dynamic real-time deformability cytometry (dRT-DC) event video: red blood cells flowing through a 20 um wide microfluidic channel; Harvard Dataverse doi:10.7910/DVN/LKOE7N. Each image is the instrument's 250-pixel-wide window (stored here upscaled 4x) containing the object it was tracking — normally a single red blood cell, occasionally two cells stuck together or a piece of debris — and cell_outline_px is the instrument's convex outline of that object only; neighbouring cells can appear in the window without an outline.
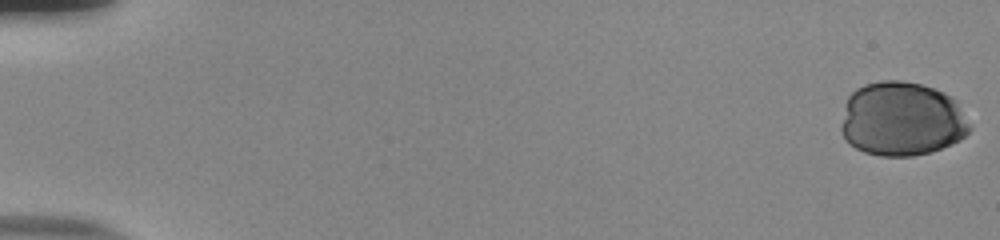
{"species": "human", "species_latin": "Homo sapiens", "temperature_condition": "room temperature", "stored_images_in_passage": 47, "camera_frame_rate_fps": 3000, "um_per_image_px": 0.085, "donor": {"sex": "male"}, "frame": {"image": 1, "passage_image": 1, "time_ms": 0.0, "image_size_px": [1000, 240], "cell_outline_px": [[972, 128], [960, 140], [940, 148], [928, 152], [912, 156], [880, 156], [864, 152], [848, 144], [844, 140], [840, 128], [840, 124], [848, 96], [856, 88], [864, 84], [880, 80], [900, 80], [920, 84], [944, 92], [952, 96], [956, 100], [972, 124]], "centroid_in_image_um": [76.65, 10.11], "position_along_channel_um": 8.4, "area_um2": 56.18}}
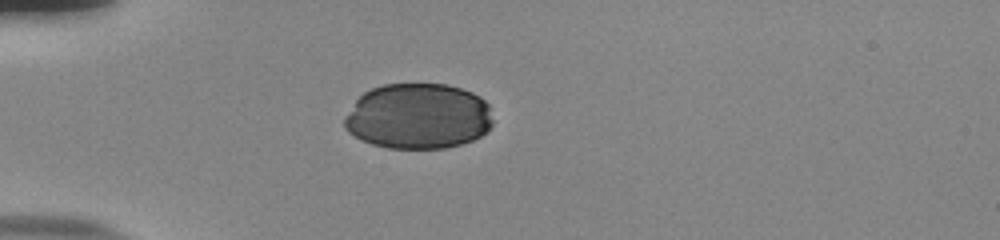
{"frame": {"image": 2, "passage_image": 17, "time_ms": 5.333, "image_size_px": [1000, 240], "cell_outline_px": [[492, 124], [488, 132], [472, 140], [460, 144], [444, 148], [388, 148], [372, 144], [360, 140], [348, 132], [344, 128], [344, 116], [356, 100], [364, 92], [372, 88], [384, 84], [448, 84], [472, 92], [480, 96], [488, 104], [492, 120]], "centroid_in_image_um": [35.53, 9.88], "position_along_channel_um": 49.5, "area_um2": 57.11}}
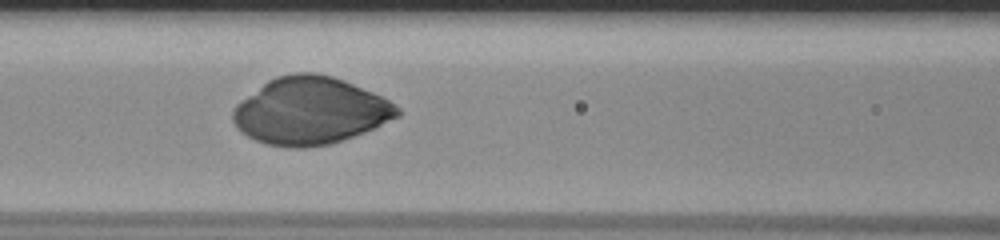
{"frame": {"image": 3, "passage_image": 26, "time_ms": 8.333, "image_size_px": [1000, 240], "cell_outline_px": [[400, 116], [364, 132], [332, 144], [304, 148], [288, 148], [268, 144], [256, 140], [240, 132], [236, 128], [232, 120], [232, 112], [236, 104], [240, 100], [268, 80], [276, 76], [296, 72], [316, 72], [332, 76], [344, 80], [372, 92], [388, 100], [400, 108]], "centroid_in_image_um": [26.34, 9.42], "position_along_channel_um": 140.3, "area_um2": 64.56}}